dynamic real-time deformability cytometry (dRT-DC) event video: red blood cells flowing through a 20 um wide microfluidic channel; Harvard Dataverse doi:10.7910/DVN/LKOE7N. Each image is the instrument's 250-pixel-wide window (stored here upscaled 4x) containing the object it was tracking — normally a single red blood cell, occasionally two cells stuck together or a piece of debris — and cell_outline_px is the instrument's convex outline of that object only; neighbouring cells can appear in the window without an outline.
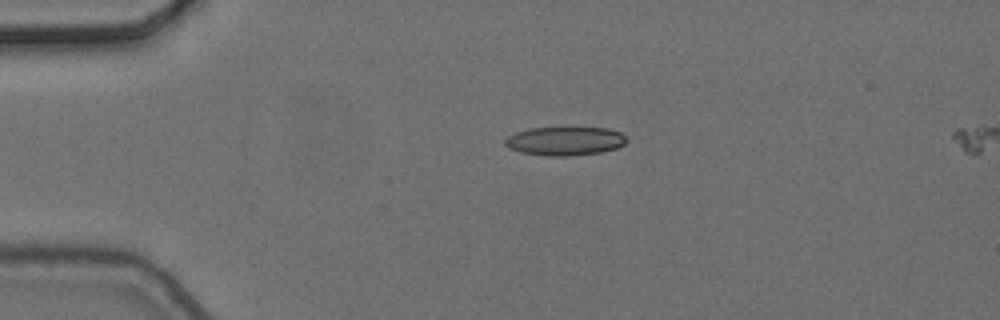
{"species": "common noctule bat (a hibernating species)", "species_latin": "Nyctalus noctula", "temperature_condition": "cold", "stored_images_in_passage": 4, "segment_of_instrument_passage": [1, 2], "camera_frame_rate_fps": 3000, "um_per_image_px": 0.085, "animal": {"sex": "female", "body_mass_g": 24.6, "forearm_length_mm": 56.2}, "frame": {"image": 1, "passage_image": 3, "time_ms": 0.667, "image_size_px": [1000, 320], "cell_outline_px": [[628, 140], [624, 144], [616, 148], [600, 152], [572, 156], [544, 156], [520, 152], [508, 148], [504, 144], [504, 140], [508, 136], [516, 132], [528, 128], [608, 128], [620, 132]], "centroid_in_image_um": [47.99, 11.99], "position_along_channel_um": 37.0, "area_um2": 20.4}}